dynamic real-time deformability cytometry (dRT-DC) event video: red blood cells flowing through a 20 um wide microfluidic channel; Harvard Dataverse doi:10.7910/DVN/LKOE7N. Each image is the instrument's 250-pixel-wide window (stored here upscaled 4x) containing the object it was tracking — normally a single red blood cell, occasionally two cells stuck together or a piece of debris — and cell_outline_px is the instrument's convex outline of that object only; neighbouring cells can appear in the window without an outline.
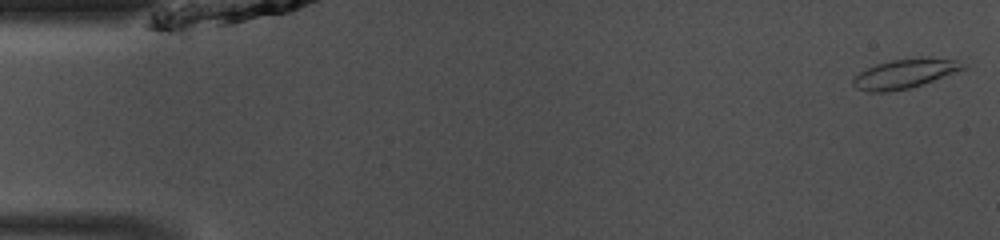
{"species": "common noctule bat (a hibernating species)", "species_latin": "Nyctalus noctula", "temperature_condition": "room temperature", "stored_images_in_passage": 47, "camera_frame_rate_fps": 3000, "um_per_image_px": 0.085, "animal": {"sex": "male", "body_mass_g": 13.0, "forearm_length_mm": 53.1}, "frame": {"image": 1, "passage_image": 1, "time_ms": 0.0, "image_size_px": [1000, 240], "cell_outline_px": [[968, 68], [908, 88], [888, 92], [868, 92], [856, 88], [852, 84], [852, 80], [860, 72], [876, 64], [892, 60], [920, 56], [928, 56], [956, 60], [968, 64]], "centroid_in_image_um": [76.94, 6.23], "position_along_channel_um": 8.1, "area_um2": 18.9}}
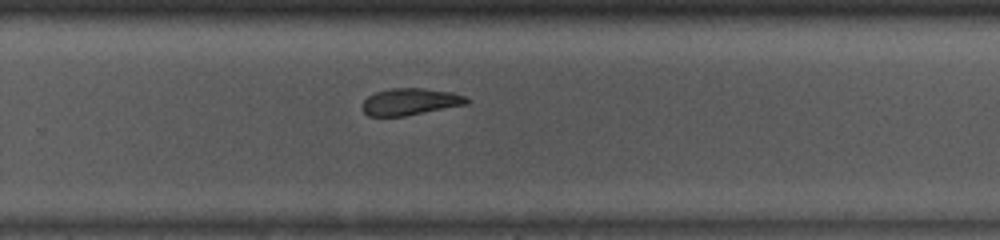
{"frame": {"image": 2, "passage_image": 31, "time_ms": 10.0, "image_size_px": [1000, 240], "cell_outline_px": [[468, 104], [404, 116], [368, 116], [364, 112], [364, 100], [368, 96], [376, 92], [388, 88], [424, 88], [452, 92], [464, 96], [468, 100]], "centroid_in_image_um": [34.87, 8.64], "position_along_channel_um": 294.9, "area_um2": 16.18}}
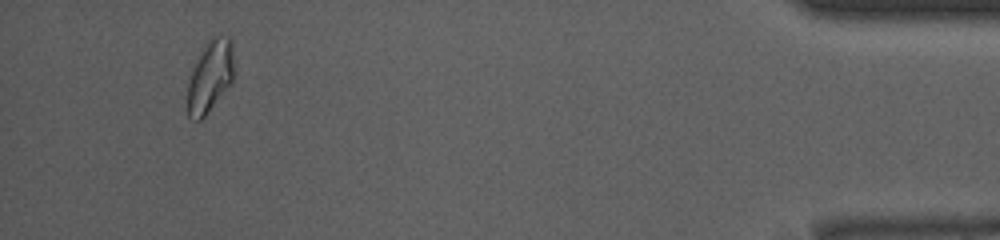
{"frame": {"image": 3, "passage_image": 45, "time_ms": 14.667, "image_size_px": [1000, 240], "cell_outline_px": [[236, 72], [232, 84], [208, 112], [200, 120], [196, 120], [188, 116], [188, 84], [192, 72], [200, 52], [204, 44], [212, 36], [228, 36], [232, 40]], "centroid_in_image_um": [17.93, 6.45], "position_along_channel_um": 417.3, "area_um2": 19.83}}